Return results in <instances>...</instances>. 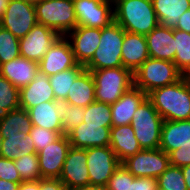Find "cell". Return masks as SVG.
<instances>
[{
  "instance_id": "1",
  "label": "cell",
  "mask_w": 190,
  "mask_h": 190,
  "mask_svg": "<svg viewBox=\"0 0 190 190\" xmlns=\"http://www.w3.org/2000/svg\"><path fill=\"white\" fill-rule=\"evenodd\" d=\"M147 98L163 120L190 119V76H183L174 84L154 89Z\"/></svg>"
},
{
  "instance_id": "2",
  "label": "cell",
  "mask_w": 190,
  "mask_h": 190,
  "mask_svg": "<svg viewBox=\"0 0 190 190\" xmlns=\"http://www.w3.org/2000/svg\"><path fill=\"white\" fill-rule=\"evenodd\" d=\"M114 21L125 31L148 35L159 20L151 0H113Z\"/></svg>"
},
{
  "instance_id": "3",
  "label": "cell",
  "mask_w": 190,
  "mask_h": 190,
  "mask_svg": "<svg viewBox=\"0 0 190 190\" xmlns=\"http://www.w3.org/2000/svg\"><path fill=\"white\" fill-rule=\"evenodd\" d=\"M124 33L125 30L116 21L102 28L98 48L84 66L85 70L122 67L121 47Z\"/></svg>"
},
{
  "instance_id": "4",
  "label": "cell",
  "mask_w": 190,
  "mask_h": 190,
  "mask_svg": "<svg viewBox=\"0 0 190 190\" xmlns=\"http://www.w3.org/2000/svg\"><path fill=\"white\" fill-rule=\"evenodd\" d=\"M95 81V100L109 105L115 103L134 86L133 73L125 67L88 70Z\"/></svg>"
},
{
  "instance_id": "5",
  "label": "cell",
  "mask_w": 190,
  "mask_h": 190,
  "mask_svg": "<svg viewBox=\"0 0 190 190\" xmlns=\"http://www.w3.org/2000/svg\"><path fill=\"white\" fill-rule=\"evenodd\" d=\"M184 75L174 62L149 57L134 73V86L148 94L154 89L171 85Z\"/></svg>"
},
{
  "instance_id": "6",
  "label": "cell",
  "mask_w": 190,
  "mask_h": 190,
  "mask_svg": "<svg viewBox=\"0 0 190 190\" xmlns=\"http://www.w3.org/2000/svg\"><path fill=\"white\" fill-rule=\"evenodd\" d=\"M163 118L146 97L133 114L134 135L142 149H157L161 142Z\"/></svg>"
},
{
  "instance_id": "7",
  "label": "cell",
  "mask_w": 190,
  "mask_h": 190,
  "mask_svg": "<svg viewBox=\"0 0 190 190\" xmlns=\"http://www.w3.org/2000/svg\"><path fill=\"white\" fill-rule=\"evenodd\" d=\"M37 23L65 36L77 26L73 0H42L35 5Z\"/></svg>"
},
{
  "instance_id": "8",
  "label": "cell",
  "mask_w": 190,
  "mask_h": 190,
  "mask_svg": "<svg viewBox=\"0 0 190 190\" xmlns=\"http://www.w3.org/2000/svg\"><path fill=\"white\" fill-rule=\"evenodd\" d=\"M122 164L135 177H150L157 179L169 166V154L157 149H142L129 156Z\"/></svg>"
},
{
  "instance_id": "9",
  "label": "cell",
  "mask_w": 190,
  "mask_h": 190,
  "mask_svg": "<svg viewBox=\"0 0 190 190\" xmlns=\"http://www.w3.org/2000/svg\"><path fill=\"white\" fill-rule=\"evenodd\" d=\"M77 26L102 29L114 21L113 0H73Z\"/></svg>"
},
{
  "instance_id": "10",
  "label": "cell",
  "mask_w": 190,
  "mask_h": 190,
  "mask_svg": "<svg viewBox=\"0 0 190 190\" xmlns=\"http://www.w3.org/2000/svg\"><path fill=\"white\" fill-rule=\"evenodd\" d=\"M86 163L90 184L106 186L108 180L121 162L110 146H97L87 148Z\"/></svg>"
},
{
  "instance_id": "11",
  "label": "cell",
  "mask_w": 190,
  "mask_h": 190,
  "mask_svg": "<svg viewBox=\"0 0 190 190\" xmlns=\"http://www.w3.org/2000/svg\"><path fill=\"white\" fill-rule=\"evenodd\" d=\"M37 24L35 6L22 0H10L1 26L18 39L23 38Z\"/></svg>"
},
{
  "instance_id": "12",
  "label": "cell",
  "mask_w": 190,
  "mask_h": 190,
  "mask_svg": "<svg viewBox=\"0 0 190 190\" xmlns=\"http://www.w3.org/2000/svg\"><path fill=\"white\" fill-rule=\"evenodd\" d=\"M60 36L52 28L37 23L23 38L19 39L20 56L39 63Z\"/></svg>"
},
{
  "instance_id": "13",
  "label": "cell",
  "mask_w": 190,
  "mask_h": 190,
  "mask_svg": "<svg viewBox=\"0 0 190 190\" xmlns=\"http://www.w3.org/2000/svg\"><path fill=\"white\" fill-rule=\"evenodd\" d=\"M77 65L70 42L65 36H60L39 62V71L49 77Z\"/></svg>"
},
{
  "instance_id": "14",
  "label": "cell",
  "mask_w": 190,
  "mask_h": 190,
  "mask_svg": "<svg viewBox=\"0 0 190 190\" xmlns=\"http://www.w3.org/2000/svg\"><path fill=\"white\" fill-rule=\"evenodd\" d=\"M70 148L71 144L67 135H61L55 142L50 143L37 153L41 179H59Z\"/></svg>"
},
{
  "instance_id": "15",
  "label": "cell",
  "mask_w": 190,
  "mask_h": 190,
  "mask_svg": "<svg viewBox=\"0 0 190 190\" xmlns=\"http://www.w3.org/2000/svg\"><path fill=\"white\" fill-rule=\"evenodd\" d=\"M87 148L71 147L64 161L59 179L66 185L67 190H75L90 184L87 169Z\"/></svg>"
},
{
  "instance_id": "16",
  "label": "cell",
  "mask_w": 190,
  "mask_h": 190,
  "mask_svg": "<svg viewBox=\"0 0 190 190\" xmlns=\"http://www.w3.org/2000/svg\"><path fill=\"white\" fill-rule=\"evenodd\" d=\"M65 37L70 42L75 59L79 65L85 66L98 48L101 29L76 26Z\"/></svg>"
},
{
  "instance_id": "17",
  "label": "cell",
  "mask_w": 190,
  "mask_h": 190,
  "mask_svg": "<svg viewBox=\"0 0 190 190\" xmlns=\"http://www.w3.org/2000/svg\"><path fill=\"white\" fill-rule=\"evenodd\" d=\"M110 129L111 127L87 125L82 122L72 129L67 137L74 148L106 147L110 145Z\"/></svg>"
},
{
  "instance_id": "18",
  "label": "cell",
  "mask_w": 190,
  "mask_h": 190,
  "mask_svg": "<svg viewBox=\"0 0 190 190\" xmlns=\"http://www.w3.org/2000/svg\"><path fill=\"white\" fill-rule=\"evenodd\" d=\"M123 67L134 73L150 56L144 35L125 31L121 47Z\"/></svg>"
},
{
  "instance_id": "19",
  "label": "cell",
  "mask_w": 190,
  "mask_h": 190,
  "mask_svg": "<svg viewBox=\"0 0 190 190\" xmlns=\"http://www.w3.org/2000/svg\"><path fill=\"white\" fill-rule=\"evenodd\" d=\"M39 72V63L22 56L1 64L0 69V75L18 89L27 86Z\"/></svg>"
},
{
  "instance_id": "20",
  "label": "cell",
  "mask_w": 190,
  "mask_h": 190,
  "mask_svg": "<svg viewBox=\"0 0 190 190\" xmlns=\"http://www.w3.org/2000/svg\"><path fill=\"white\" fill-rule=\"evenodd\" d=\"M56 101L49 77L38 75L25 87L19 89L20 108L28 110L42 102Z\"/></svg>"
},
{
  "instance_id": "21",
  "label": "cell",
  "mask_w": 190,
  "mask_h": 190,
  "mask_svg": "<svg viewBox=\"0 0 190 190\" xmlns=\"http://www.w3.org/2000/svg\"><path fill=\"white\" fill-rule=\"evenodd\" d=\"M147 97L141 89L132 86L111 106L112 126L131 124L133 114Z\"/></svg>"
},
{
  "instance_id": "22",
  "label": "cell",
  "mask_w": 190,
  "mask_h": 190,
  "mask_svg": "<svg viewBox=\"0 0 190 190\" xmlns=\"http://www.w3.org/2000/svg\"><path fill=\"white\" fill-rule=\"evenodd\" d=\"M145 37L151 58L174 62L176 49L173 29L158 25Z\"/></svg>"
},
{
  "instance_id": "23",
  "label": "cell",
  "mask_w": 190,
  "mask_h": 190,
  "mask_svg": "<svg viewBox=\"0 0 190 190\" xmlns=\"http://www.w3.org/2000/svg\"><path fill=\"white\" fill-rule=\"evenodd\" d=\"M32 126L55 131L64 135L61 117V102L47 101L31 107L28 110Z\"/></svg>"
},
{
  "instance_id": "24",
  "label": "cell",
  "mask_w": 190,
  "mask_h": 190,
  "mask_svg": "<svg viewBox=\"0 0 190 190\" xmlns=\"http://www.w3.org/2000/svg\"><path fill=\"white\" fill-rule=\"evenodd\" d=\"M190 143V119L181 121L164 120L161 128L159 148L169 154Z\"/></svg>"
},
{
  "instance_id": "25",
  "label": "cell",
  "mask_w": 190,
  "mask_h": 190,
  "mask_svg": "<svg viewBox=\"0 0 190 190\" xmlns=\"http://www.w3.org/2000/svg\"><path fill=\"white\" fill-rule=\"evenodd\" d=\"M110 148L122 163L129 156L141 151L138 140L134 135L132 125L112 126L110 129Z\"/></svg>"
},
{
  "instance_id": "26",
  "label": "cell",
  "mask_w": 190,
  "mask_h": 190,
  "mask_svg": "<svg viewBox=\"0 0 190 190\" xmlns=\"http://www.w3.org/2000/svg\"><path fill=\"white\" fill-rule=\"evenodd\" d=\"M95 81L92 73L84 70L73 82L64 102L86 107L95 102Z\"/></svg>"
},
{
  "instance_id": "27",
  "label": "cell",
  "mask_w": 190,
  "mask_h": 190,
  "mask_svg": "<svg viewBox=\"0 0 190 190\" xmlns=\"http://www.w3.org/2000/svg\"><path fill=\"white\" fill-rule=\"evenodd\" d=\"M159 25L175 29L179 17L190 9V0H151Z\"/></svg>"
},
{
  "instance_id": "28",
  "label": "cell",
  "mask_w": 190,
  "mask_h": 190,
  "mask_svg": "<svg viewBox=\"0 0 190 190\" xmlns=\"http://www.w3.org/2000/svg\"><path fill=\"white\" fill-rule=\"evenodd\" d=\"M0 156L10 160L36 153L33 140L29 134L19 132L18 135H1Z\"/></svg>"
},
{
  "instance_id": "29",
  "label": "cell",
  "mask_w": 190,
  "mask_h": 190,
  "mask_svg": "<svg viewBox=\"0 0 190 190\" xmlns=\"http://www.w3.org/2000/svg\"><path fill=\"white\" fill-rule=\"evenodd\" d=\"M32 129L28 111L18 108L0 115V135L29 134Z\"/></svg>"
},
{
  "instance_id": "30",
  "label": "cell",
  "mask_w": 190,
  "mask_h": 190,
  "mask_svg": "<svg viewBox=\"0 0 190 190\" xmlns=\"http://www.w3.org/2000/svg\"><path fill=\"white\" fill-rule=\"evenodd\" d=\"M85 70L82 65L49 76L56 101L64 102L74 80Z\"/></svg>"
},
{
  "instance_id": "31",
  "label": "cell",
  "mask_w": 190,
  "mask_h": 190,
  "mask_svg": "<svg viewBox=\"0 0 190 190\" xmlns=\"http://www.w3.org/2000/svg\"><path fill=\"white\" fill-rule=\"evenodd\" d=\"M173 35L176 49L174 64L184 76H190V33L173 29Z\"/></svg>"
},
{
  "instance_id": "32",
  "label": "cell",
  "mask_w": 190,
  "mask_h": 190,
  "mask_svg": "<svg viewBox=\"0 0 190 190\" xmlns=\"http://www.w3.org/2000/svg\"><path fill=\"white\" fill-rule=\"evenodd\" d=\"M83 122L87 125L112 127L111 106L95 101L84 108Z\"/></svg>"
},
{
  "instance_id": "33",
  "label": "cell",
  "mask_w": 190,
  "mask_h": 190,
  "mask_svg": "<svg viewBox=\"0 0 190 190\" xmlns=\"http://www.w3.org/2000/svg\"><path fill=\"white\" fill-rule=\"evenodd\" d=\"M14 163L15 168L17 169L23 182L41 179L37 153H31L22 157H18L16 160H14Z\"/></svg>"
},
{
  "instance_id": "34",
  "label": "cell",
  "mask_w": 190,
  "mask_h": 190,
  "mask_svg": "<svg viewBox=\"0 0 190 190\" xmlns=\"http://www.w3.org/2000/svg\"><path fill=\"white\" fill-rule=\"evenodd\" d=\"M18 108L19 89L0 75V115Z\"/></svg>"
},
{
  "instance_id": "35",
  "label": "cell",
  "mask_w": 190,
  "mask_h": 190,
  "mask_svg": "<svg viewBox=\"0 0 190 190\" xmlns=\"http://www.w3.org/2000/svg\"><path fill=\"white\" fill-rule=\"evenodd\" d=\"M20 56L19 39L10 31L0 27V64Z\"/></svg>"
},
{
  "instance_id": "36",
  "label": "cell",
  "mask_w": 190,
  "mask_h": 190,
  "mask_svg": "<svg viewBox=\"0 0 190 190\" xmlns=\"http://www.w3.org/2000/svg\"><path fill=\"white\" fill-rule=\"evenodd\" d=\"M157 185L165 190H188L181 167L172 165L157 178Z\"/></svg>"
},
{
  "instance_id": "37",
  "label": "cell",
  "mask_w": 190,
  "mask_h": 190,
  "mask_svg": "<svg viewBox=\"0 0 190 190\" xmlns=\"http://www.w3.org/2000/svg\"><path fill=\"white\" fill-rule=\"evenodd\" d=\"M62 128L64 135L83 122L84 107L61 102Z\"/></svg>"
},
{
  "instance_id": "38",
  "label": "cell",
  "mask_w": 190,
  "mask_h": 190,
  "mask_svg": "<svg viewBox=\"0 0 190 190\" xmlns=\"http://www.w3.org/2000/svg\"><path fill=\"white\" fill-rule=\"evenodd\" d=\"M31 136L36 153L44 149L50 143L55 142L61 135L55 131L41 128L40 126H32L31 131L29 132Z\"/></svg>"
},
{
  "instance_id": "39",
  "label": "cell",
  "mask_w": 190,
  "mask_h": 190,
  "mask_svg": "<svg viewBox=\"0 0 190 190\" xmlns=\"http://www.w3.org/2000/svg\"><path fill=\"white\" fill-rule=\"evenodd\" d=\"M157 179L150 177H135L126 168L125 190H156Z\"/></svg>"
},
{
  "instance_id": "40",
  "label": "cell",
  "mask_w": 190,
  "mask_h": 190,
  "mask_svg": "<svg viewBox=\"0 0 190 190\" xmlns=\"http://www.w3.org/2000/svg\"><path fill=\"white\" fill-rule=\"evenodd\" d=\"M0 179L21 183L23 182L13 160L0 156Z\"/></svg>"
},
{
  "instance_id": "41",
  "label": "cell",
  "mask_w": 190,
  "mask_h": 190,
  "mask_svg": "<svg viewBox=\"0 0 190 190\" xmlns=\"http://www.w3.org/2000/svg\"><path fill=\"white\" fill-rule=\"evenodd\" d=\"M126 167L120 163L106 184L107 190H125Z\"/></svg>"
},
{
  "instance_id": "42",
  "label": "cell",
  "mask_w": 190,
  "mask_h": 190,
  "mask_svg": "<svg viewBox=\"0 0 190 190\" xmlns=\"http://www.w3.org/2000/svg\"><path fill=\"white\" fill-rule=\"evenodd\" d=\"M170 165L183 167L190 165V143L169 153Z\"/></svg>"
},
{
  "instance_id": "43",
  "label": "cell",
  "mask_w": 190,
  "mask_h": 190,
  "mask_svg": "<svg viewBox=\"0 0 190 190\" xmlns=\"http://www.w3.org/2000/svg\"><path fill=\"white\" fill-rule=\"evenodd\" d=\"M39 190H67L66 185L60 179H39Z\"/></svg>"
},
{
  "instance_id": "44",
  "label": "cell",
  "mask_w": 190,
  "mask_h": 190,
  "mask_svg": "<svg viewBox=\"0 0 190 190\" xmlns=\"http://www.w3.org/2000/svg\"><path fill=\"white\" fill-rule=\"evenodd\" d=\"M175 29L190 33V9L179 17V22Z\"/></svg>"
},
{
  "instance_id": "45",
  "label": "cell",
  "mask_w": 190,
  "mask_h": 190,
  "mask_svg": "<svg viewBox=\"0 0 190 190\" xmlns=\"http://www.w3.org/2000/svg\"><path fill=\"white\" fill-rule=\"evenodd\" d=\"M17 190H39V180L21 182Z\"/></svg>"
},
{
  "instance_id": "46",
  "label": "cell",
  "mask_w": 190,
  "mask_h": 190,
  "mask_svg": "<svg viewBox=\"0 0 190 190\" xmlns=\"http://www.w3.org/2000/svg\"><path fill=\"white\" fill-rule=\"evenodd\" d=\"M19 183L0 179V190H17Z\"/></svg>"
},
{
  "instance_id": "47",
  "label": "cell",
  "mask_w": 190,
  "mask_h": 190,
  "mask_svg": "<svg viewBox=\"0 0 190 190\" xmlns=\"http://www.w3.org/2000/svg\"><path fill=\"white\" fill-rule=\"evenodd\" d=\"M187 189L190 190V165L181 167Z\"/></svg>"
},
{
  "instance_id": "48",
  "label": "cell",
  "mask_w": 190,
  "mask_h": 190,
  "mask_svg": "<svg viewBox=\"0 0 190 190\" xmlns=\"http://www.w3.org/2000/svg\"><path fill=\"white\" fill-rule=\"evenodd\" d=\"M75 190H107L106 189V186H101V185H86L82 188H78V189H75Z\"/></svg>"
},
{
  "instance_id": "49",
  "label": "cell",
  "mask_w": 190,
  "mask_h": 190,
  "mask_svg": "<svg viewBox=\"0 0 190 190\" xmlns=\"http://www.w3.org/2000/svg\"><path fill=\"white\" fill-rule=\"evenodd\" d=\"M10 0H0V18L3 17L4 12L9 4Z\"/></svg>"
},
{
  "instance_id": "50",
  "label": "cell",
  "mask_w": 190,
  "mask_h": 190,
  "mask_svg": "<svg viewBox=\"0 0 190 190\" xmlns=\"http://www.w3.org/2000/svg\"><path fill=\"white\" fill-rule=\"evenodd\" d=\"M22 1L27 2V3L35 6L36 4H39L42 0H22Z\"/></svg>"
},
{
  "instance_id": "51",
  "label": "cell",
  "mask_w": 190,
  "mask_h": 190,
  "mask_svg": "<svg viewBox=\"0 0 190 190\" xmlns=\"http://www.w3.org/2000/svg\"><path fill=\"white\" fill-rule=\"evenodd\" d=\"M156 190H165V189H162V188L157 186Z\"/></svg>"
},
{
  "instance_id": "52",
  "label": "cell",
  "mask_w": 190,
  "mask_h": 190,
  "mask_svg": "<svg viewBox=\"0 0 190 190\" xmlns=\"http://www.w3.org/2000/svg\"><path fill=\"white\" fill-rule=\"evenodd\" d=\"M1 141H2V138H1V135H0V149H1Z\"/></svg>"
}]
</instances>
